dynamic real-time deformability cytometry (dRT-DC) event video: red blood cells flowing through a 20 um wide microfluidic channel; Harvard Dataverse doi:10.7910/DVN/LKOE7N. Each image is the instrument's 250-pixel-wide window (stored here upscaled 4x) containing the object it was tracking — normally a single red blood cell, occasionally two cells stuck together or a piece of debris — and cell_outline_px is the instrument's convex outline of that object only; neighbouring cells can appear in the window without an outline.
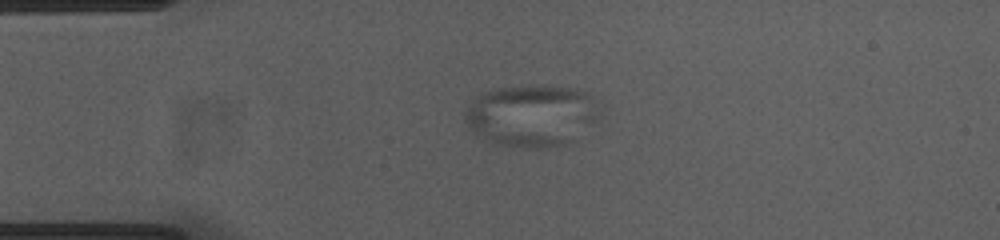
{"species": "common noctule bat (a hibernating species)", "species_latin": "Nyctalus noctula", "temperature_condition": "cold", "stored_images_in_passage": 43, "camera_frame_rate_fps": 3000, "um_per_image_px": 0.085, "animal": {"sex": "female", "body_mass_g": 23.0, "forearm_length_mm": 53.4}, "frame": {"image": 1, "passage_image": 1, "time_ms": 0.0, "image_size_px": [1000, 240], "cell_outline_px": [[600, 116], [596, 120], [564, 144], [536, 148], [500, 144], [468, 128], [464, 120], [464, 112], [476, 96], [484, 92], [504, 88], [528, 84], [572, 88], [584, 92], [588, 96], [600, 112]], "centroid_in_image_um": [45.14, 9.78], "position_along_channel_um": 39.9, "area_um2": 47.22}}
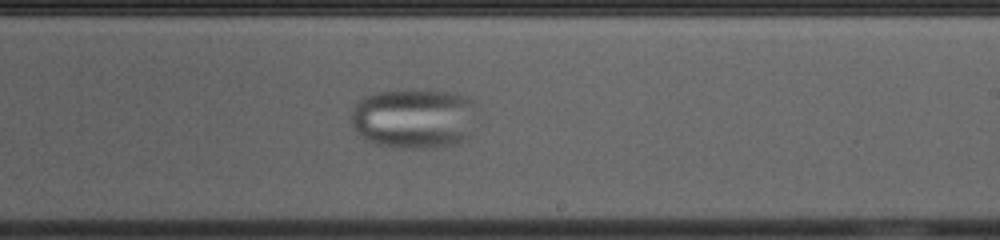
{"frame": {"image": 2, "passage_image": 21, "time_ms": 6.667, "image_size_px": [1000, 240], "cell_outline_px": [[472, 104], [468, 136], [460, 144], [432, 148], [392, 148], [376, 144], [364, 140], [352, 124], [348, 116], [352, 108], [364, 96], [376, 92], [456, 92], [472, 100]], "centroid_in_image_um": [35.09, 10.12], "position_along_channel_um": 253.9, "area_um2": 43.47}}
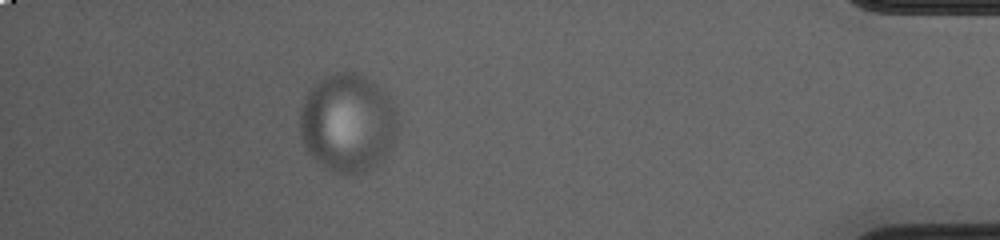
{"frame": {"image": 3, "passage_image": 38, "time_ms": 12.333, "image_size_px": [1000, 240], "cell_outline_px": [[400, 124], [380, 164], [372, 168], [348, 176], [344, 176], [328, 168], [316, 160], [308, 152], [300, 136], [300, 108], [308, 88], [316, 80], [336, 72], [356, 72], [372, 80], [384, 92], [396, 108]], "centroid_in_image_um": [29.54, 10.42], "position_along_channel_um": 405.7, "area_um2": 56.59}}